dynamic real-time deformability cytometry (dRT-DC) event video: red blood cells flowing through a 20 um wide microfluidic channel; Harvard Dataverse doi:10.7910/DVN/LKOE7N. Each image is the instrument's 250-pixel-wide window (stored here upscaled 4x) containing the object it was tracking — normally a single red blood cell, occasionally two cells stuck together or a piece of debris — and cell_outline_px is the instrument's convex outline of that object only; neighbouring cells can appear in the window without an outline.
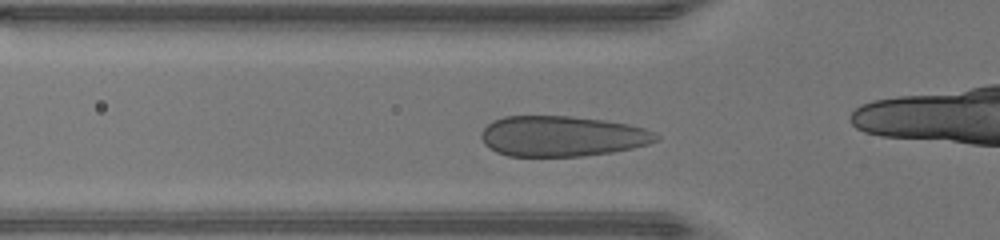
{"species": "human", "species_latin": "Homo sapiens", "temperature_condition": "warm", "stored_images_in_passage": 34, "camera_frame_rate_fps": 3000, "um_per_image_px": 0.085, "donor": {"sex": "male"}, "frame": {"image": 1, "passage_image": 9, "time_ms": 2.667, "image_size_px": [1000, 240], "cell_outline_px": [[660, 140], [648, 144], [632, 148], [612, 152], [580, 156], [508, 156], [496, 152], [484, 144], [480, 136], [480, 132], [492, 120], [504, 116], [572, 116], [604, 120], [628, 124], [644, 128], [660, 136]], "centroid_in_image_um": [47.76, 11.57], "position_along_channel_um": 78.0, "area_um2": 41.44}}
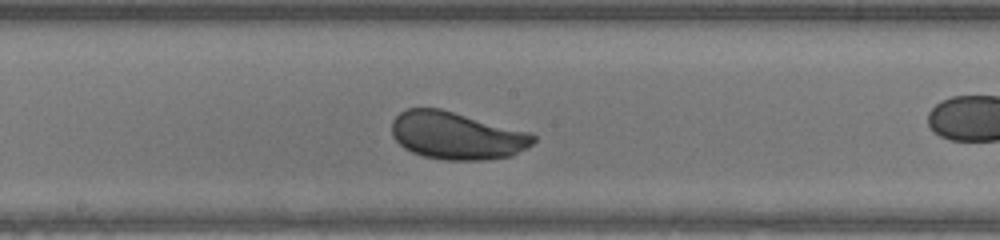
{"frame": {"image": 2, "passage_image": 18, "time_ms": 5.667, "image_size_px": [1000, 240], "cell_outline_px": [[536, 140], [528, 148], [512, 156], [484, 160], [444, 160], [424, 156], [412, 152], [404, 148], [392, 136], [392, 120], [400, 112], [408, 108], [440, 108], [532, 132], [536, 136]], "centroid_in_image_um": [38.85, 11.52], "position_along_channel_um": 209.3, "area_um2": 39.59}}
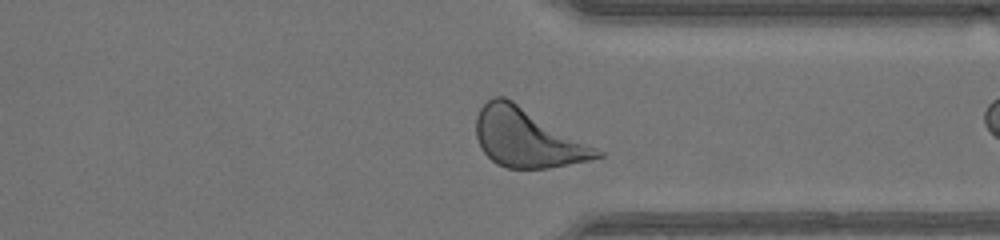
{"frame": {"image": 3, "passage_image": 29, "time_ms": 9.333, "image_size_px": [1000, 240], "cell_outline_px": [[604, 156], [588, 160], [548, 168], [508, 168], [496, 164], [484, 152], [476, 136], [476, 116], [480, 108], [492, 96], [504, 96], [512, 100], [604, 152]], "centroid_in_image_um": [44.79, 11.72], "position_along_channel_um": 366.6, "area_um2": 40.81}, "authors_computed_cell_mechanics": {"area_um2": 39.7953, "velocity_mm_per_s": 4.3216, "shape_relaxation_time_tau1_ms": 2.3736, "shape_relaxation_time_tau2_ms": null, "deformation_change_tau1": 0.1285, "deformation_change_tau2": null}}